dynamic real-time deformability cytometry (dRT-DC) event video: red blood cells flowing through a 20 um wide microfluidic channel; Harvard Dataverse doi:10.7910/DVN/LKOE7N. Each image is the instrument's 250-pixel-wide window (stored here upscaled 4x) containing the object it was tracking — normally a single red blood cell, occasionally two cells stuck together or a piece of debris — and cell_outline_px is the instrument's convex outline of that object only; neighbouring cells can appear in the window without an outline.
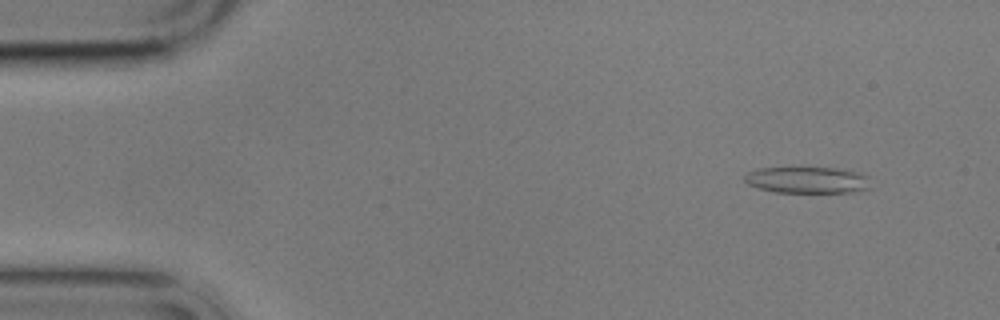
{"species": "common noctule bat (a hibernating species)", "species_latin": "Nyctalus noctula", "temperature_condition": "cold", "stored_images_in_passage": 5, "camera_frame_rate_fps": 3000, "um_per_image_px": 0.085, "animal": {"sex": "male", "body_mass_g": 17.9}, "frame": {"image": 1, "passage_image": 2, "time_ms": 1.0, "image_size_px": [1000, 320], "cell_outline_px": [[872, 188], [852, 192], [776, 192], [760, 188], [748, 184], [744, 180], [744, 176], [748, 172], [760, 168], [836, 168], [860, 172], [868, 176]], "centroid_in_image_um": [68.68, 15.3], "position_along_channel_um": 16.3, "area_um2": 19.42}}
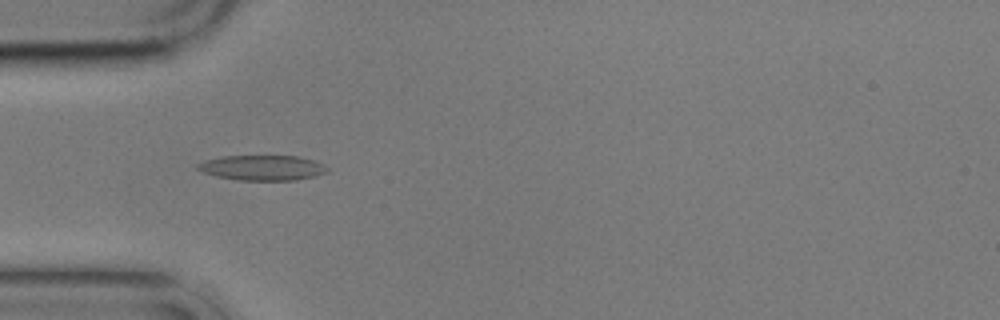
{"frame": {"image": 2, "passage_image": 5, "time_ms": 5.0, "image_size_px": [1000, 320], "cell_outline_px": [[328, 172], [296, 180], [240, 180], [216, 176], [204, 172], [196, 168], [196, 164], [204, 160], [220, 156], [300, 156], [316, 160], [324, 164], [328, 168]], "centroid_in_image_um": [22.31, 14.24], "position_along_channel_um": 62.7, "area_um2": 19.07}}